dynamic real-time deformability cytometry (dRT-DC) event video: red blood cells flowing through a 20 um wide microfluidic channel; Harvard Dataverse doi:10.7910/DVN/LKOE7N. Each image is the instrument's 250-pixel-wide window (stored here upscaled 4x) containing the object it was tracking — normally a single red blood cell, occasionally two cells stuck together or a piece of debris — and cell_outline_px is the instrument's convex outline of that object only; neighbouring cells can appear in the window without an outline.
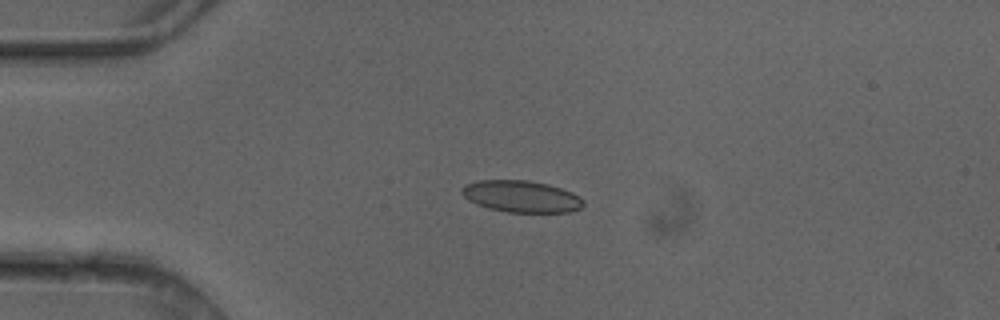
{"species": "common noctule bat (a hibernating species)", "species_latin": "Nyctalus noctula", "temperature_condition": "cold", "stored_images_in_passage": 4, "camera_frame_rate_fps": 3000, "um_per_image_px": 0.085, "animal": {"sex": "female"}, "frame": {"image": 1, "passage_image": 4, "time_ms": 1.0, "image_size_px": [1000, 320], "cell_outline_px": [[584, 204], [580, 208], [568, 212], [508, 212], [488, 208], [476, 204], [468, 200], [460, 192], [460, 188], [464, 184], [480, 180], [528, 180], [548, 184], [572, 192], [580, 196], [584, 200]], "centroid_in_image_um": [44.29, 16.69], "position_along_channel_um": 40.7, "area_um2": 22.6}}